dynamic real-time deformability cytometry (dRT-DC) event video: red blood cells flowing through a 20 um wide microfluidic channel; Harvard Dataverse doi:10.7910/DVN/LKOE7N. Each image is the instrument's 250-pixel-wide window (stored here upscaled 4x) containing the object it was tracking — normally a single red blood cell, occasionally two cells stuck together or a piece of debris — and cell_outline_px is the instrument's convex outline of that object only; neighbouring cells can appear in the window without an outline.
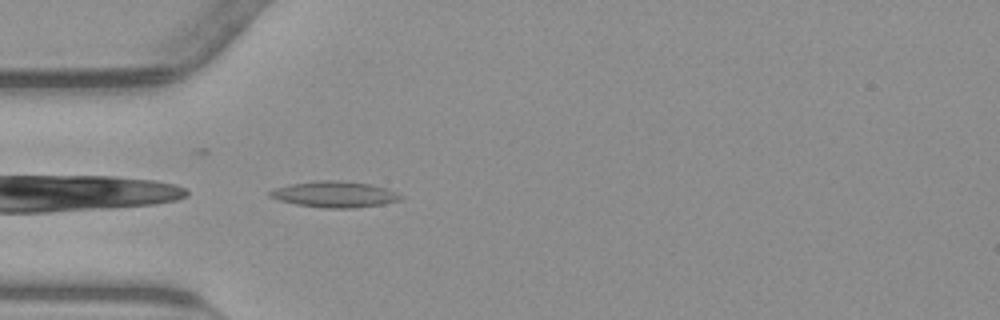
{"species": "common noctule bat (a hibernating species)", "species_latin": "Nyctalus noctula", "temperature_condition": "warm", "stored_images_in_passage": 40, "camera_frame_rate_fps": 3000, "um_per_image_px": 0.085, "animal": {"sex": "male", "body_mass_g": 23.1, "forearm_length_mm": 52.7}, "frame": {"image": 1, "passage_image": 2, "time_ms": 0.333, "image_size_px": [1000, 320], "cell_outline_px": [[404, 196], [400, 200], [384, 204], [352, 208], [324, 208], [296, 204], [280, 200], [268, 196], [268, 192], [276, 188], [292, 184], [316, 180], [336, 180], [372, 184], [396, 192]], "centroid_in_image_um": [28.46, 16.52], "position_along_channel_um": 56.5, "area_um2": 19.77}}
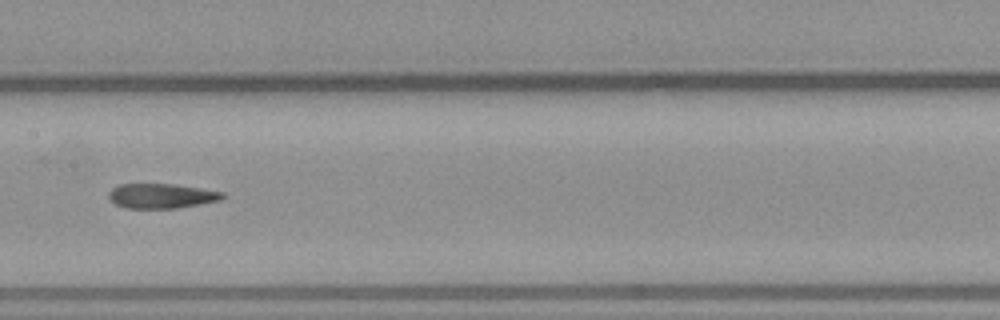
{"frame": {"image": 2, "passage_image": 13, "time_ms": 4.0, "image_size_px": [1000, 320], "cell_outline_px": [[224, 196], [220, 200], [176, 208], [128, 208], [116, 204], [108, 196], [108, 192], [112, 188], [120, 184], [172, 184], [200, 188], [224, 192]], "centroid_in_image_um": [13.71, 16.64], "position_along_channel_um": 193.7, "area_um2": 16.18}}
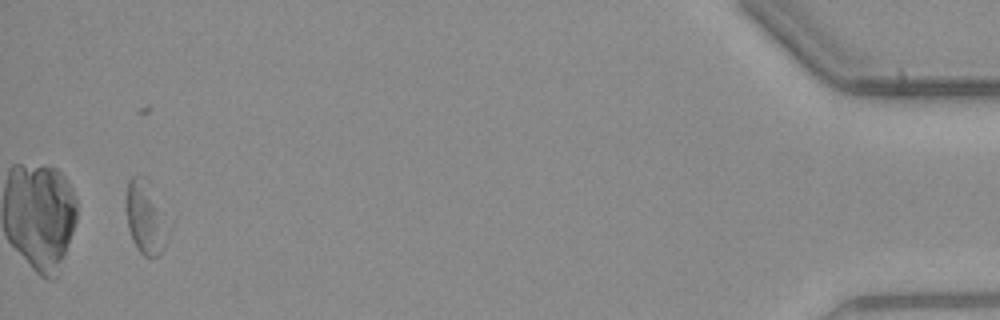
{"frame": {"image": 3, "passage_image": 38, "time_ms": 12.333, "image_size_px": [1000, 320], "cell_outline_px": [[172, 224], [168, 236], [160, 256], [144, 256], [140, 252], [128, 228], [128, 180], [132, 176], [144, 176], [152, 184]], "centroid_in_image_um": [12.49, 18.46], "position_along_channel_um": 422.7, "area_um2": 18.32}, "authors_computed_cell_mechanics": {"area_um2": 17.3689, "velocity_mm_per_s": 3.8211, "shape_relaxation_time_tau1_ms": null, "shape_relaxation_time_tau2_ms": 5.2939, "deformation_change_tau1": null, "deformation_change_tau2": 0.1551}}